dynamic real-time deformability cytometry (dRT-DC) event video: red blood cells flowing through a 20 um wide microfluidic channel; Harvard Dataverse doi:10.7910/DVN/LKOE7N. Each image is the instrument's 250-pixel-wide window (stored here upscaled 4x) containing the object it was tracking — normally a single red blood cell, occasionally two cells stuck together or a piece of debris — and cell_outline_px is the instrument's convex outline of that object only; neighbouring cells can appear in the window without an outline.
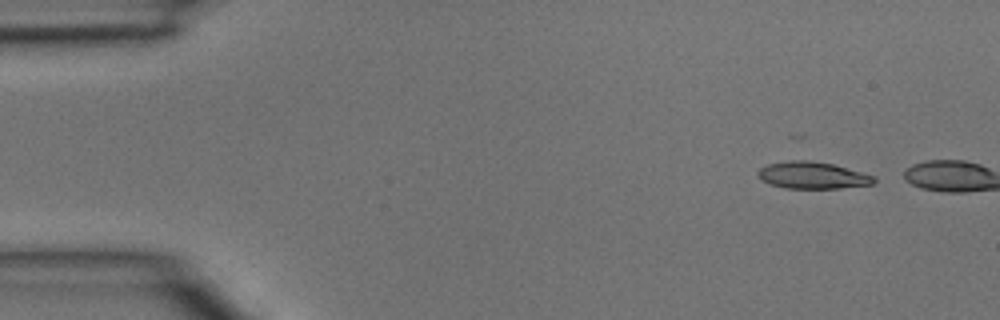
{"species": "common noctule bat (a hibernating species)", "species_latin": "Nyctalus noctula", "temperature_condition": "room temperature", "stored_images_in_passage": 2, "camera_frame_rate_fps": 3000, "um_per_image_px": 0.085, "animal": {"sex": "male", "body_mass_g": 15.6}, "frame": {"image": 1, "passage_image": 1, "time_ms": 0.0, "image_size_px": [1000, 320], "cell_outline_px": [[876, 180], [872, 184], [840, 188], [784, 188], [760, 180], [756, 172], [760, 168], [768, 164], [788, 160], [808, 160], [832, 164], [876, 176]], "centroid_in_image_um": [69.04, 14.9], "position_along_channel_um": 16.0, "area_um2": 18.15}}